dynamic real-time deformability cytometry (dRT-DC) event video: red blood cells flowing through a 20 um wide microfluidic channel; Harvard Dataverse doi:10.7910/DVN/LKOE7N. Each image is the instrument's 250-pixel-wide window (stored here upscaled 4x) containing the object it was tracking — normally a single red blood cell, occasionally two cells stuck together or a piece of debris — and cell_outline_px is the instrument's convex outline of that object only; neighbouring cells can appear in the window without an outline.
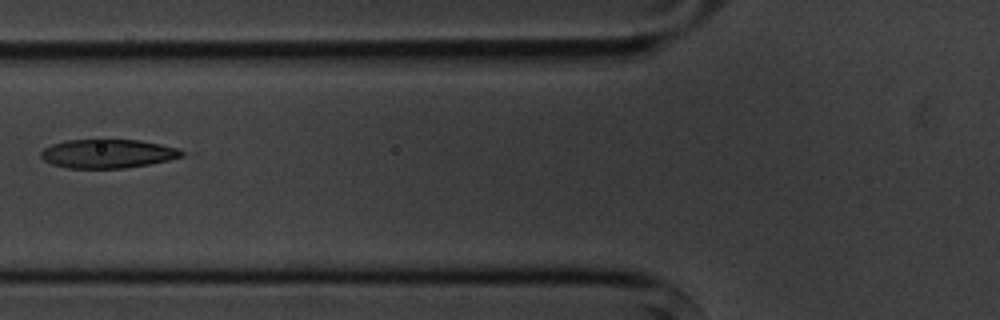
{"species": "common noctule bat (a hibernating species)", "species_latin": "Nyctalus noctula", "temperature_condition": "cold", "stored_images_in_passage": 5, "camera_frame_rate_fps": 3000, "um_per_image_px": 0.085, "animal": {"sex": "male", "body_mass_g": 20.1, "forearm_length_mm": 53.5}, "frame": {"image": 1, "passage_image": 4, "time_ms": 3.667, "image_size_px": [1000, 320], "cell_outline_px": [[188, 152], [184, 156], [168, 160], [148, 164], [124, 168], [68, 168], [52, 164], [44, 160], [40, 156], [40, 152], [44, 148], [52, 144], [64, 140], [100, 136], [140, 140], [180, 148]], "centroid_in_image_um": [9.16, 13.0], "position_along_channel_um": 116.6, "area_um2": 24.85}}
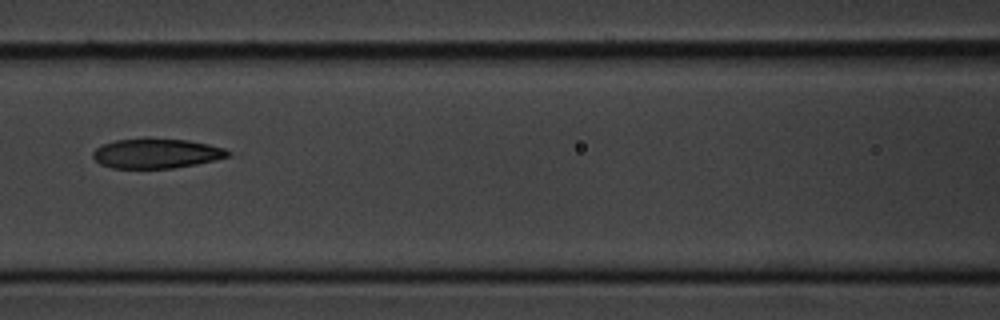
{"frame": {"image": 2, "passage_image": 5, "time_ms": 4.667, "image_size_px": [1000, 320], "cell_outline_px": [[232, 152], [228, 156], [216, 160], [196, 164], [172, 168], [112, 168], [100, 164], [92, 156], [92, 152], [96, 148], [104, 144], [116, 140], [144, 136], [148, 136], [188, 140], [208, 144], [224, 148]], "centroid_in_image_um": [13.28, 13.01], "position_along_channel_um": 153.3, "area_um2": 23.93}}